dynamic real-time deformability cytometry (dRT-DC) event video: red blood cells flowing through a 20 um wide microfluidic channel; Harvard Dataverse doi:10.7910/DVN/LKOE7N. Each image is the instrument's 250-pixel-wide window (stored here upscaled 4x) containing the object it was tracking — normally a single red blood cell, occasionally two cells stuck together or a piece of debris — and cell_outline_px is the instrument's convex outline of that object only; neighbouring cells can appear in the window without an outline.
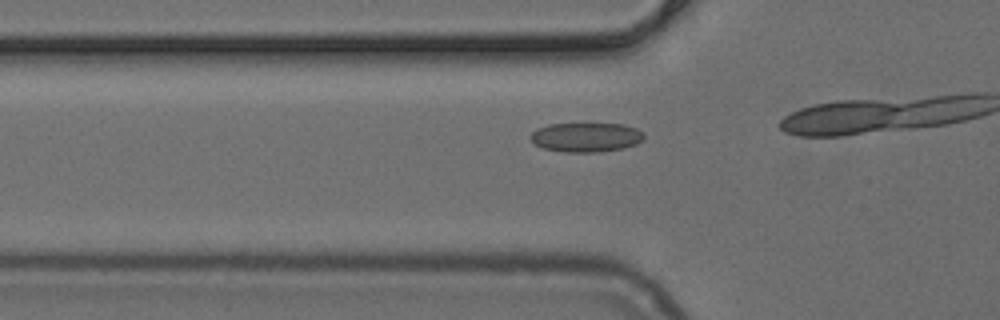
{"species": "common noctule bat (a hibernating species)", "species_latin": "Nyctalus noctula", "temperature_condition": "cold", "stored_images_in_passage": 12, "camera_frame_rate_fps": 3000, "um_per_image_px": 0.085, "animal": {"sex": "female", "body_mass_g": 24.6, "forearm_length_mm": 56.2}, "frame": {"image": 1, "passage_image": 7, "time_ms": 2.0, "image_size_px": [1000, 320], "cell_outline_px": [[644, 140], [636, 144], [624, 148], [600, 152], [564, 152], [544, 148], [536, 144], [532, 140], [532, 132], [536, 128], [548, 124], [624, 124], [636, 128], [644, 132]], "centroid_in_image_um": [49.86, 11.66], "position_along_channel_um": 75.9, "area_um2": 19.42}}
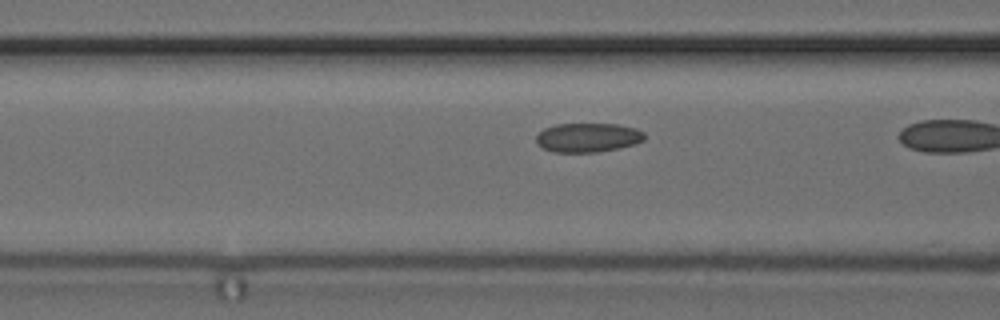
{"frame": {"image": 2, "passage_image": 10, "time_ms": 3.0, "image_size_px": [1000, 320], "cell_outline_px": [[644, 140], [632, 144], [616, 148], [596, 152], [556, 152], [544, 148], [536, 144], [536, 136], [544, 128], [556, 124], [620, 124], [636, 128], [644, 132]], "centroid_in_image_um": [49.95, 11.68], "position_along_channel_um": 116.7, "area_um2": 18.26}}